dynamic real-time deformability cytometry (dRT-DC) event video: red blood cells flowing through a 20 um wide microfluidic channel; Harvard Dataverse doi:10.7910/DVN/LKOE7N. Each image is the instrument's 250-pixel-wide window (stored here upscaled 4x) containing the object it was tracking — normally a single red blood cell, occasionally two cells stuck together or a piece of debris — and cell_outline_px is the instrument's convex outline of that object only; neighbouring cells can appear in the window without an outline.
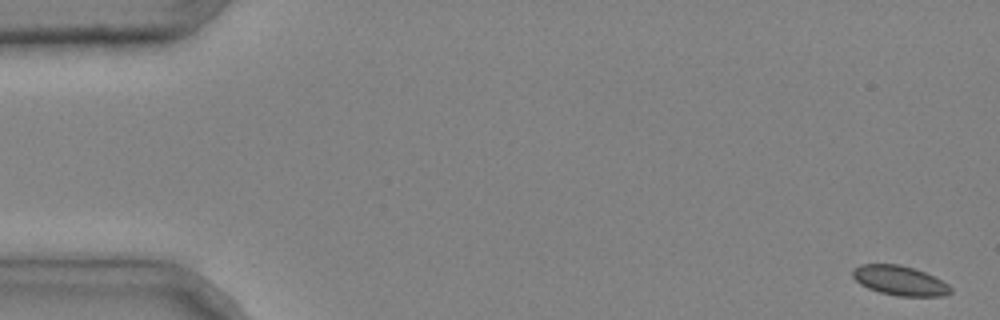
{"species": "common noctule bat (a hibernating species)", "species_latin": "Nyctalus noctula", "temperature_condition": "cold", "stored_images_in_passage": 6, "camera_frame_rate_fps": 3000, "um_per_image_px": 0.085, "animal": {"sex": "male", "body_mass_g": 20.4}, "frame": {"image": 1, "passage_image": 1, "time_ms": 0.0, "image_size_px": [1000, 320], "cell_outline_px": [[952, 292], [944, 296], [896, 296], [880, 292], [868, 288], [860, 284], [852, 276], [852, 268], [860, 264], [900, 264], [924, 272], [948, 284], [952, 288]], "centroid_in_image_um": [76.45, 23.85], "position_along_channel_um": 8.5, "area_um2": 16.88}}